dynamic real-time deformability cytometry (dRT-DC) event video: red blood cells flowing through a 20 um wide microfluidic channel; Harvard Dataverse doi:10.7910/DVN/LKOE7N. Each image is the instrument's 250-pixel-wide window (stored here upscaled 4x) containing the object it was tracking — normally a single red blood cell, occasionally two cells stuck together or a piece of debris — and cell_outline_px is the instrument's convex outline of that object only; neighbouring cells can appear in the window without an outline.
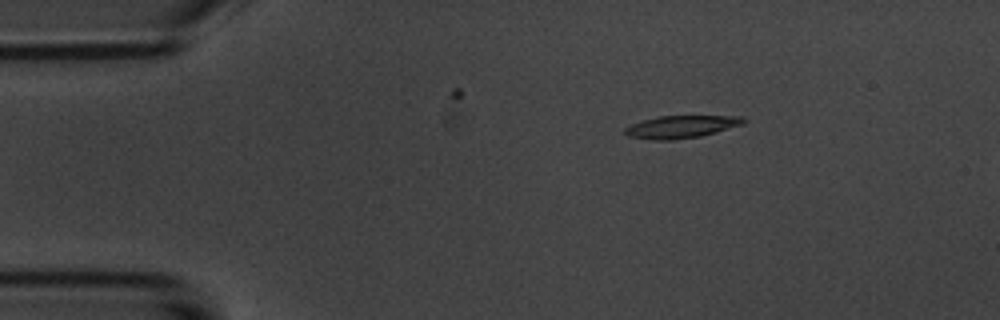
{"species": "common noctule bat (a hibernating species)", "species_latin": "Nyctalus noctula", "temperature_condition": "room temperature", "stored_images_in_passage": 4, "camera_frame_rate_fps": 3000, "um_per_image_px": 0.085, "animal": {"sex": "male", "body_mass_g": 20.1, "forearm_length_mm": 53.5}, "frame": {"image": 1, "passage_image": 3, "time_ms": 2.333, "image_size_px": [1000, 320], "cell_outline_px": [[748, 120], [744, 124], [700, 136], [672, 140], [656, 140], [628, 136], [624, 132], [624, 128], [632, 124], [644, 120], [660, 116], [744, 116]], "centroid_in_image_um": [57.94, 10.77], "position_along_channel_um": 27.1, "area_um2": 15.43}}